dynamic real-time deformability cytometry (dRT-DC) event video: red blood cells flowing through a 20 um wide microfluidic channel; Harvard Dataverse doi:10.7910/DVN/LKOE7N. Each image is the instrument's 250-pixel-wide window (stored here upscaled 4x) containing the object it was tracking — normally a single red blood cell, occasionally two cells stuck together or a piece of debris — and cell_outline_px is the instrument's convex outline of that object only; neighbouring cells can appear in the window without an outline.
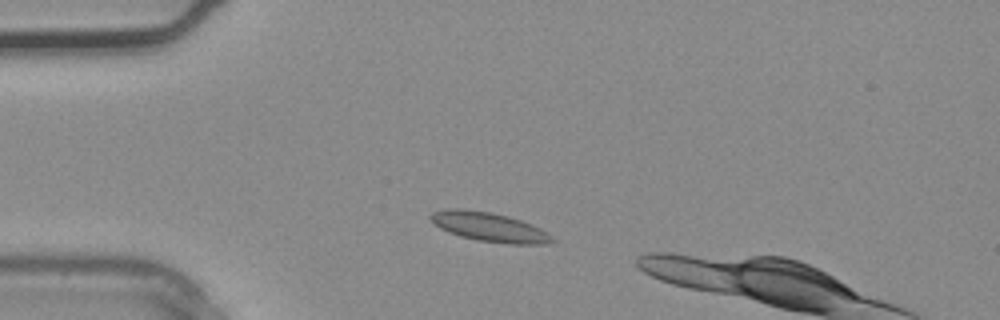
{"species": "common noctule bat (a hibernating species)", "species_latin": "Nyctalus noctula", "temperature_condition": "warm", "stored_images_in_passage": 2, "camera_frame_rate_fps": 3000, "um_per_image_px": 0.085, "animal": {"sex": "male", "body_mass_g": 20.4}, "frame": {"image": 1, "passage_image": 1, "time_ms": 0.0, "image_size_px": [1000, 320], "cell_outline_px": [[556, 240], [544, 244], [508, 244], [476, 240], [460, 236], [448, 232], [440, 228], [428, 216], [432, 212], [448, 208], [464, 208], [492, 212], [508, 216], [532, 224], [548, 232]], "centroid_in_image_um": [41.59, 19.29], "position_along_channel_um": 43.4, "area_um2": 20.87}}